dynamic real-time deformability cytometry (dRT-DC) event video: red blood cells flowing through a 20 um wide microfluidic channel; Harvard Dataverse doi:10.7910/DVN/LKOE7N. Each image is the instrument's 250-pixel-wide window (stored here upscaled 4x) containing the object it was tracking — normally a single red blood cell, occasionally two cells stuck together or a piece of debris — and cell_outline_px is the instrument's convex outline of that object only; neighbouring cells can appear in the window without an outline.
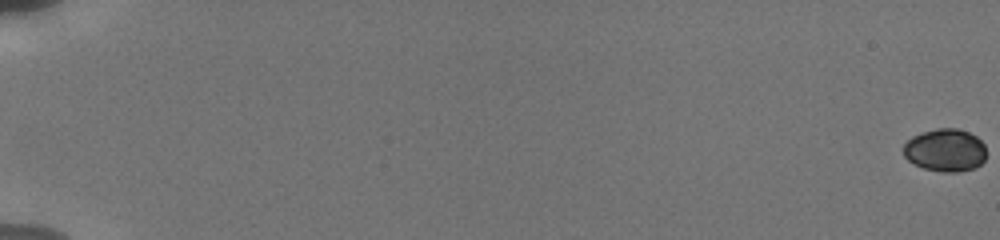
{"species": "human", "species_latin": "Homo sapiens", "temperature_condition": "cold", "stored_images_in_passage": 26, "camera_frame_rate_fps": 3000, "um_per_image_px": 0.085, "donor": {"sex": "male"}, "frame": {"image": 1, "passage_image": 1, "time_ms": 0.0, "image_size_px": [1000, 240], "cell_outline_px": [[984, 160], [976, 168], [956, 172], [944, 172], [924, 168], [908, 160], [904, 156], [904, 144], [912, 136], [936, 128], [956, 128], [968, 132], [976, 136], [984, 144]], "centroid_in_image_um": [80.35, 12.76], "position_along_channel_um": 4.7, "area_um2": 20.46}}
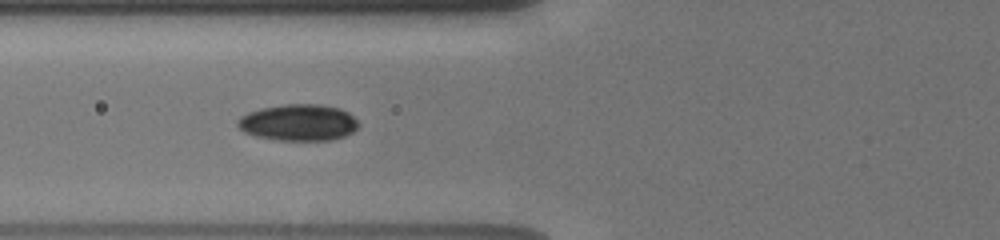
{"frame": {"image": 2, "passage_image": 21, "time_ms": 8.333, "image_size_px": [1000, 240], "cell_outline_px": [[360, 124], [352, 132], [344, 136], [332, 140], [280, 140], [256, 136], [244, 132], [236, 124], [236, 120], [240, 116], [248, 112], [260, 108], [284, 104], [320, 104], [340, 108], [348, 112]], "centroid_in_image_um": [25.35, 10.4], "position_along_channel_um": 100.4, "area_um2": 25.78}}
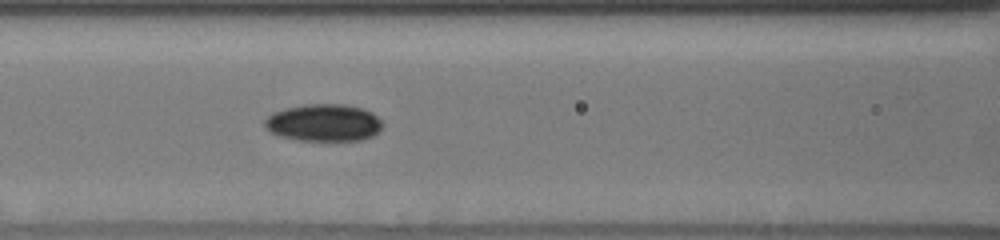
{"frame": {"image": 3, "passage_image": 25, "time_ms": 9.333, "image_size_px": [1000, 240], "cell_outline_px": [[384, 124], [380, 132], [372, 136], [360, 140], [296, 140], [280, 136], [264, 128], [264, 120], [272, 112], [284, 108], [304, 104], [344, 104], [364, 108], [372, 112]], "centroid_in_image_um": [27.52, 10.42], "position_along_channel_um": 139.1, "area_um2": 25.84}}